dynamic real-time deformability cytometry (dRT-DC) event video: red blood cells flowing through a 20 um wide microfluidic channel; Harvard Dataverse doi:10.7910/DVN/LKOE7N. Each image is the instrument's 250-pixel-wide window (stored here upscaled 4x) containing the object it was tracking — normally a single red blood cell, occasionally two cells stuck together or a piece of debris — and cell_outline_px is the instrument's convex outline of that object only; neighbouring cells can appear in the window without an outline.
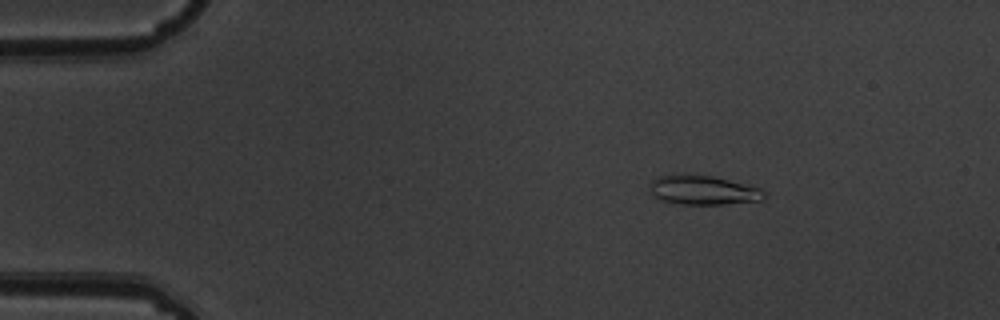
{"species": "common noctule bat (a hibernating species)", "species_latin": "Nyctalus noctula", "temperature_condition": "warm", "stored_images_in_passage": 7, "camera_frame_rate_fps": 3000, "um_per_image_px": 0.085, "animal": {"sex": "male", "body_mass_g": 19.5, "forearm_length_mm": 54.6}, "frame": {"image": 1, "passage_image": 3, "time_ms": 0.667, "image_size_px": [1000, 320], "cell_outline_px": [[768, 192], [764, 200], [724, 204], [680, 204], [660, 200], [652, 192], [652, 180], [656, 176], [712, 176], [760, 188]], "centroid_in_image_um": [59.86, 16.19], "position_along_channel_um": 25.1, "area_um2": 18.96}}
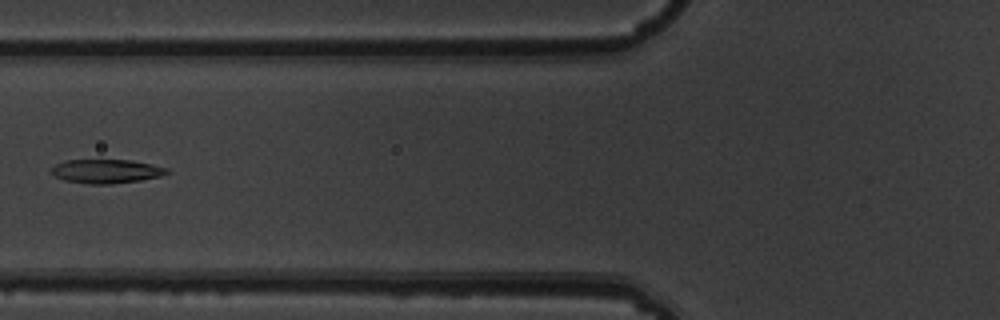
{"frame": {"image": 2, "passage_image": 7, "time_ms": 2.0, "image_size_px": [1000, 320], "cell_outline_px": [[172, 172], [160, 176], [140, 180], [108, 184], [88, 184], [64, 180], [48, 172], [56, 164], [64, 160], [132, 160], [152, 164], [168, 168]], "centroid_in_image_um": [9.04, 14.55], "position_along_channel_um": 116.8, "area_um2": 16.18}}